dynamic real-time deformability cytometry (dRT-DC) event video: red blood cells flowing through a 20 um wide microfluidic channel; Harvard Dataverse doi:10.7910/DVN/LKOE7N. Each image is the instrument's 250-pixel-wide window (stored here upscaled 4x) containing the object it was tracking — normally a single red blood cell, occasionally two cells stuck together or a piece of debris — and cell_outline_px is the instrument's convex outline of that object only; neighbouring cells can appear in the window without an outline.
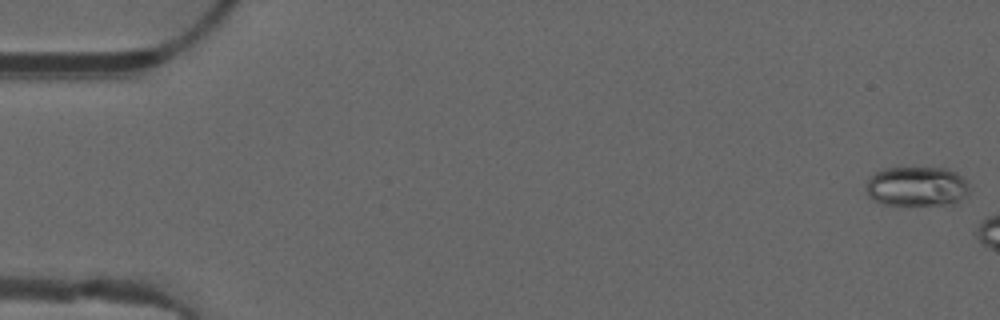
{"species": "common noctule bat (a hibernating species)", "species_latin": "Nyctalus noctula", "temperature_condition": "warm", "stored_images_in_passage": 6, "camera_frame_rate_fps": 3000, "um_per_image_px": 0.085, "animal": {"sex": "male", "forearm_length_mm": 52.5}, "frame": {"image": 1, "passage_image": 1, "time_ms": 0.0, "image_size_px": [1000, 320], "cell_outline_px": [[968, 192], [956, 204], [880, 204], [872, 200], [868, 196], [868, 176], [884, 168], [948, 168], [956, 172], [968, 180]], "centroid_in_image_um": [77.94, 15.83], "position_along_channel_um": 7.1, "area_um2": 23.93}}